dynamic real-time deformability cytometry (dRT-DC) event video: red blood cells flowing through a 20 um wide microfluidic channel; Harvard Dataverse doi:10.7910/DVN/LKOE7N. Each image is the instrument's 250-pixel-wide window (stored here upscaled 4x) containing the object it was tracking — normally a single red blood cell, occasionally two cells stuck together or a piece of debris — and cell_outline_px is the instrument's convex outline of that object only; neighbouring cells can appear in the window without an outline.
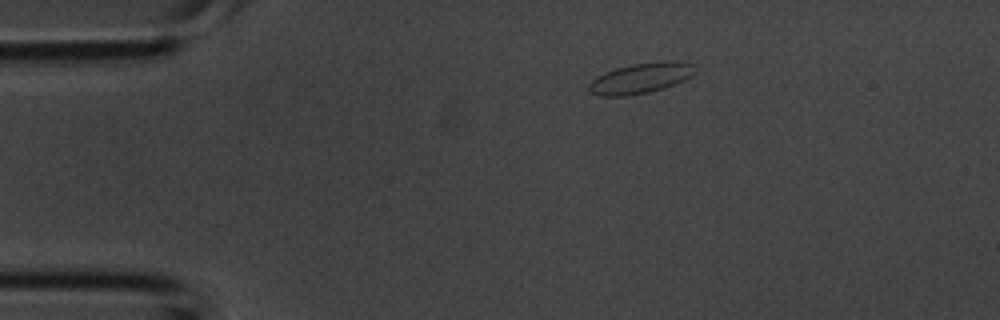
{"species": "common noctule bat (a hibernating species)", "species_latin": "Nyctalus noctula", "temperature_condition": "room temperature", "stored_images_in_passage": 2, "camera_frame_rate_fps": 3000, "um_per_image_px": 0.085, "animal": {"sex": "male", "body_mass_g": 20.1, "forearm_length_mm": 53.5}, "frame": {"image": 1, "passage_image": 1, "time_ms": 0.0, "image_size_px": [1000, 320], "cell_outline_px": [[696, 72], [692, 76], [684, 80], [664, 88], [648, 92], [628, 96], [600, 96], [588, 92], [588, 84], [596, 76], [604, 72], [616, 68], [632, 64], [660, 60], [676, 60], [692, 64]], "centroid_in_image_um": [54.44, 6.63], "position_along_channel_um": 30.6, "area_um2": 19.13}}